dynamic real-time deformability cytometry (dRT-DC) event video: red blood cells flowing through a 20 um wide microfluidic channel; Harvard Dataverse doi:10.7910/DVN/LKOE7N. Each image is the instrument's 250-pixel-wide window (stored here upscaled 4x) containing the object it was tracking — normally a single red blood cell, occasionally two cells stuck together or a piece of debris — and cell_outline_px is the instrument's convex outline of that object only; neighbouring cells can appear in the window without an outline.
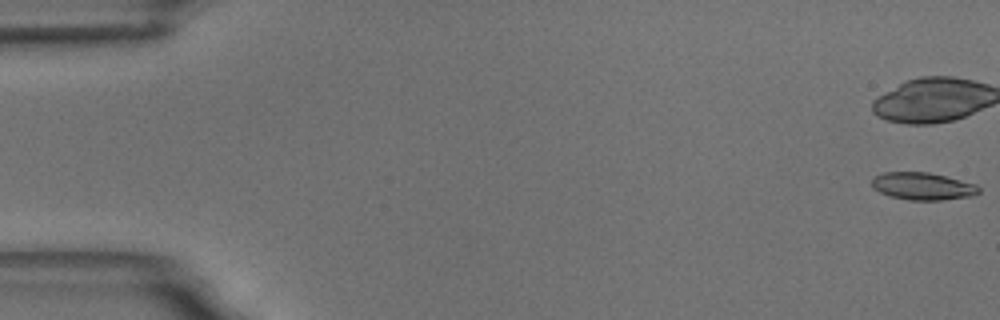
{"species": "common noctule bat (a hibernating species)", "species_latin": "Nyctalus noctula", "temperature_condition": "room temperature", "stored_images_in_passage": 46, "camera_frame_rate_fps": 3000, "um_per_image_px": 0.085, "animal": {"sex": "male", "body_mass_g": 18.8}, "frame": {"image": 1, "passage_image": 1, "time_ms": 0.0, "image_size_px": [1000, 320], "cell_outline_px": [[980, 192], [972, 196], [940, 200], [908, 200], [888, 196], [872, 188], [872, 180], [876, 176], [884, 172], [928, 172], [976, 184], [980, 188]], "centroid_in_image_um": [78.42, 15.83], "position_along_channel_um": 6.6, "area_um2": 17.05}}